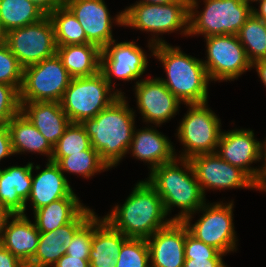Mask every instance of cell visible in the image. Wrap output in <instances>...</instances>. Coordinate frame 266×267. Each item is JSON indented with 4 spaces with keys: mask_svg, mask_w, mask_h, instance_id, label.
<instances>
[{
    "mask_svg": "<svg viewBox=\"0 0 266 267\" xmlns=\"http://www.w3.org/2000/svg\"><path fill=\"white\" fill-rule=\"evenodd\" d=\"M184 267H227L223 257H185Z\"/></svg>",
    "mask_w": 266,
    "mask_h": 267,
    "instance_id": "cell-39",
    "label": "cell"
},
{
    "mask_svg": "<svg viewBox=\"0 0 266 267\" xmlns=\"http://www.w3.org/2000/svg\"><path fill=\"white\" fill-rule=\"evenodd\" d=\"M67 196L77 195L57 163L47 161L45 169L35 177L32 175L31 192L27 201H31L33 211Z\"/></svg>",
    "mask_w": 266,
    "mask_h": 267,
    "instance_id": "cell-24",
    "label": "cell"
},
{
    "mask_svg": "<svg viewBox=\"0 0 266 267\" xmlns=\"http://www.w3.org/2000/svg\"><path fill=\"white\" fill-rule=\"evenodd\" d=\"M82 25L87 40L103 49L115 40L112 24L123 26V11L111 17L104 0H64L63 3ZM115 21V22H113Z\"/></svg>",
    "mask_w": 266,
    "mask_h": 267,
    "instance_id": "cell-15",
    "label": "cell"
},
{
    "mask_svg": "<svg viewBox=\"0 0 266 267\" xmlns=\"http://www.w3.org/2000/svg\"><path fill=\"white\" fill-rule=\"evenodd\" d=\"M23 82V68L6 43L0 45V83L15 87L19 92Z\"/></svg>",
    "mask_w": 266,
    "mask_h": 267,
    "instance_id": "cell-35",
    "label": "cell"
},
{
    "mask_svg": "<svg viewBox=\"0 0 266 267\" xmlns=\"http://www.w3.org/2000/svg\"><path fill=\"white\" fill-rule=\"evenodd\" d=\"M39 237L35 223L26 214H14L3 228L0 244L27 265L36 252Z\"/></svg>",
    "mask_w": 266,
    "mask_h": 267,
    "instance_id": "cell-23",
    "label": "cell"
},
{
    "mask_svg": "<svg viewBox=\"0 0 266 267\" xmlns=\"http://www.w3.org/2000/svg\"><path fill=\"white\" fill-rule=\"evenodd\" d=\"M49 17L54 25L57 46L90 43L82 25L64 4L54 10Z\"/></svg>",
    "mask_w": 266,
    "mask_h": 267,
    "instance_id": "cell-30",
    "label": "cell"
},
{
    "mask_svg": "<svg viewBox=\"0 0 266 267\" xmlns=\"http://www.w3.org/2000/svg\"><path fill=\"white\" fill-rule=\"evenodd\" d=\"M112 88L104 74L72 78L60 101L61 107L71 123H82L85 119L94 118L108 107L124 92Z\"/></svg>",
    "mask_w": 266,
    "mask_h": 267,
    "instance_id": "cell-7",
    "label": "cell"
},
{
    "mask_svg": "<svg viewBox=\"0 0 266 267\" xmlns=\"http://www.w3.org/2000/svg\"><path fill=\"white\" fill-rule=\"evenodd\" d=\"M56 54L72 78L88 77L100 71L101 49L95 44L57 46Z\"/></svg>",
    "mask_w": 266,
    "mask_h": 267,
    "instance_id": "cell-26",
    "label": "cell"
},
{
    "mask_svg": "<svg viewBox=\"0 0 266 267\" xmlns=\"http://www.w3.org/2000/svg\"><path fill=\"white\" fill-rule=\"evenodd\" d=\"M150 267H184L185 224L172 221L146 239Z\"/></svg>",
    "mask_w": 266,
    "mask_h": 267,
    "instance_id": "cell-19",
    "label": "cell"
},
{
    "mask_svg": "<svg viewBox=\"0 0 266 267\" xmlns=\"http://www.w3.org/2000/svg\"><path fill=\"white\" fill-rule=\"evenodd\" d=\"M188 106L177 129V137L183 152L177 158L190 159L199 154L216 153L221 135V120L205 103L185 104Z\"/></svg>",
    "mask_w": 266,
    "mask_h": 267,
    "instance_id": "cell-8",
    "label": "cell"
},
{
    "mask_svg": "<svg viewBox=\"0 0 266 267\" xmlns=\"http://www.w3.org/2000/svg\"><path fill=\"white\" fill-rule=\"evenodd\" d=\"M41 9L47 16H49L54 10L62 6L64 0H28Z\"/></svg>",
    "mask_w": 266,
    "mask_h": 267,
    "instance_id": "cell-43",
    "label": "cell"
},
{
    "mask_svg": "<svg viewBox=\"0 0 266 267\" xmlns=\"http://www.w3.org/2000/svg\"><path fill=\"white\" fill-rule=\"evenodd\" d=\"M128 238L115 230L104 217L93 214V239L89 253L90 267H116V259Z\"/></svg>",
    "mask_w": 266,
    "mask_h": 267,
    "instance_id": "cell-25",
    "label": "cell"
},
{
    "mask_svg": "<svg viewBox=\"0 0 266 267\" xmlns=\"http://www.w3.org/2000/svg\"><path fill=\"white\" fill-rule=\"evenodd\" d=\"M46 14L28 0H0V25L9 30L24 27L42 20Z\"/></svg>",
    "mask_w": 266,
    "mask_h": 267,
    "instance_id": "cell-29",
    "label": "cell"
},
{
    "mask_svg": "<svg viewBox=\"0 0 266 267\" xmlns=\"http://www.w3.org/2000/svg\"><path fill=\"white\" fill-rule=\"evenodd\" d=\"M237 36L251 63L266 59V22L252 13Z\"/></svg>",
    "mask_w": 266,
    "mask_h": 267,
    "instance_id": "cell-31",
    "label": "cell"
},
{
    "mask_svg": "<svg viewBox=\"0 0 266 267\" xmlns=\"http://www.w3.org/2000/svg\"><path fill=\"white\" fill-rule=\"evenodd\" d=\"M5 43L24 69L56 55L54 25L49 16L24 27L9 30Z\"/></svg>",
    "mask_w": 266,
    "mask_h": 267,
    "instance_id": "cell-11",
    "label": "cell"
},
{
    "mask_svg": "<svg viewBox=\"0 0 266 267\" xmlns=\"http://www.w3.org/2000/svg\"><path fill=\"white\" fill-rule=\"evenodd\" d=\"M185 257H223L225 254L220 253L214 247L205 244L203 241L197 240L192 236L185 225Z\"/></svg>",
    "mask_w": 266,
    "mask_h": 267,
    "instance_id": "cell-38",
    "label": "cell"
},
{
    "mask_svg": "<svg viewBox=\"0 0 266 267\" xmlns=\"http://www.w3.org/2000/svg\"><path fill=\"white\" fill-rule=\"evenodd\" d=\"M72 77L58 55L23 69L20 102H60Z\"/></svg>",
    "mask_w": 266,
    "mask_h": 267,
    "instance_id": "cell-10",
    "label": "cell"
},
{
    "mask_svg": "<svg viewBox=\"0 0 266 267\" xmlns=\"http://www.w3.org/2000/svg\"><path fill=\"white\" fill-rule=\"evenodd\" d=\"M257 2L260 3V6L258 9L253 7L252 12L257 18L266 22V0H258Z\"/></svg>",
    "mask_w": 266,
    "mask_h": 267,
    "instance_id": "cell-47",
    "label": "cell"
},
{
    "mask_svg": "<svg viewBox=\"0 0 266 267\" xmlns=\"http://www.w3.org/2000/svg\"><path fill=\"white\" fill-rule=\"evenodd\" d=\"M13 214L4 206V204L0 201V236L2 234L3 228L6 225L7 220Z\"/></svg>",
    "mask_w": 266,
    "mask_h": 267,
    "instance_id": "cell-46",
    "label": "cell"
},
{
    "mask_svg": "<svg viewBox=\"0 0 266 267\" xmlns=\"http://www.w3.org/2000/svg\"><path fill=\"white\" fill-rule=\"evenodd\" d=\"M177 0H139L135 3H148V4H154V5H162V4H168L176 2Z\"/></svg>",
    "mask_w": 266,
    "mask_h": 267,
    "instance_id": "cell-48",
    "label": "cell"
},
{
    "mask_svg": "<svg viewBox=\"0 0 266 267\" xmlns=\"http://www.w3.org/2000/svg\"><path fill=\"white\" fill-rule=\"evenodd\" d=\"M20 112V92L11 85L0 83V124H7Z\"/></svg>",
    "mask_w": 266,
    "mask_h": 267,
    "instance_id": "cell-37",
    "label": "cell"
},
{
    "mask_svg": "<svg viewBox=\"0 0 266 267\" xmlns=\"http://www.w3.org/2000/svg\"><path fill=\"white\" fill-rule=\"evenodd\" d=\"M251 68L256 69L261 82L266 87V59L254 61Z\"/></svg>",
    "mask_w": 266,
    "mask_h": 267,
    "instance_id": "cell-45",
    "label": "cell"
},
{
    "mask_svg": "<svg viewBox=\"0 0 266 267\" xmlns=\"http://www.w3.org/2000/svg\"><path fill=\"white\" fill-rule=\"evenodd\" d=\"M188 18L189 0H177L162 5L135 3L124 9L123 26L152 32L154 35L149 39L148 47L153 53L155 45L167 43L159 34L181 30L180 34L189 36Z\"/></svg>",
    "mask_w": 266,
    "mask_h": 267,
    "instance_id": "cell-5",
    "label": "cell"
},
{
    "mask_svg": "<svg viewBox=\"0 0 266 267\" xmlns=\"http://www.w3.org/2000/svg\"><path fill=\"white\" fill-rule=\"evenodd\" d=\"M91 147L90 138L81 123H70L53 146L51 161L57 163L62 157L81 153Z\"/></svg>",
    "mask_w": 266,
    "mask_h": 267,
    "instance_id": "cell-33",
    "label": "cell"
},
{
    "mask_svg": "<svg viewBox=\"0 0 266 267\" xmlns=\"http://www.w3.org/2000/svg\"><path fill=\"white\" fill-rule=\"evenodd\" d=\"M155 56L164 67L167 78L158 77L184 104L208 102L210 78L202 59L183 53L179 46L168 43L155 45Z\"/></svg>",
    "mask_w": 266,
    "mask_h": 267,
    "instance_id": "cell-4",
    "label": "cell"
},
{
    "mask_svg": "<svg viewBox=\"0 0 266 267\" xmlns=\"http://www.w3.org/2000/svg\"><path fill=\"white\" fill-rule=\"evenodd\" d=\"M144 52L134 41L117 43L113 40L101 49L100 71L112 88L116 86L114 82L112 84L113 76L129 82L145 73L149 64Z\"/></svg>",
    "mask_w": 266,
    "mask_h": 267,
    "instance_id": "cell-14",
    "label": "cell"
},
{
    "mask_svg": "<svg viewBox=\"0 0 266 267\" xmlns=\"http://www.w3.org/2000/svg\"><path fill=\"white\" fill-rule=\"evenodd\" d=\"M104 219L127 238L148 239L173 220L167 218L162 198L147 180L136 183L124 204L115 205Z\"/></svg>",
    "mask_w": 266,
    "mask_h": 267,
    "instance_id": "cell-2",
    "label": "cell"
},
{
    "mask_svg": "<svg viewBox=\"0 0 266 267\" xmlns=\"http://www.w3.org/2000/svg\"><path fill=\"white\" fill-rule=\"evenodd\" d=\"M57 164L61 172L81 175L83 178H90L96 173L109 170L108 165L100 158L99 153L90 147L81 153L62 157Z\"/></svg>",
    "mask_w": 266,
    "mask_h": 267,
    "instance_id": "cell-32",
    "label": "cell"
},
{
    "mask_svg": "<svg viewBox=\"0 0 266 267\" xmlns=\"http://www.w3.org/2000/svg\"><path fill=\"white\" fill-rule=\"evenodd\" d=\"M264 160V165L259 167L258 188L266 192V139L261 143V161Z\"/></svg>",
    "mask_w": 266,
    "mask_h": 267,
    "instance_id": "cell-44",
    "label": "cell"
},
{
    "mask_svg": "<svg viewBox=\"0 0 266 267\" xmlns=\"http://www.w3.org/2000/svg\"><path fill=\"white\" fill-rule=\"evenodd\" d=\"M21 112L54 146L71 123L56 101L20 102Z\"/></svg>",
    "mask_w": 266,
    "mask_h": 267,
    "instance_id": "cell-22",
    "label": "cell"
},
{
    "mask_svg": "<svg viewBox=\"0 0 266 267\" xmlns=\"http://www.w3.org/2000/svg\"><path fill=\"white\" fill-rule=\"evenodd\" d=\"M14 155L7 124H0V161Z\"/></svg>",
    "mask_w": 266,
    "mask_h": 267,
    "instance_id": "cell-40",
    "label": "cell"
},
{
    "mask_svg": "<svg viewBox=\"0 0 266 267\" xmlns=\"http://www.w3.org/2000/svg\"><path fill=\"white\" fill-rule=\"evenodd\" d=\"M52 267H90L89 259L71 257L68 254L61 256Z\"/></svg>",
    "mask_w": 266,
    "mask_h": 267,
    "instance_id": "cell-41",
    "label": "cell"
},
{
    "mask_svg": "<svg viewBox=\"0 0 266 267\" xmlns=\"http://www.w3.org/2000/svg\"><path fill=\"white\" fill-rule=\"evenodd\" d=\"M0 267H26V265L0 244Z\"/></svg>",
    "mask_w": 266,
    "mask_h": 267,
    "instance_id": "cell-42",
    "label": "cell"
},
{
    "mask_svg": "<svg viewBox=\"0 0 266 267\" xmlns=\"http://www.w3.org/2000/svg\"><path fill=\"white\" fill-rule=\"evenodd\" d=\"M152 127L137 129L133 132L128 153L136 159L147 162L150 171L159 165L173 161L177 154L168 137ZM130 151V152H129Z\"/></svg>",
    "mask_w": 266,
    "mask_h": 267,
    "instance_id": "cell-21",
    "label": "cell"
},
{
    "mask_svg": "<svg viewBox=\"0 0 266 267\" xmlns=\"http://www.w3.org/2000/svg\"><path fill=\"white\" fill-rule=\"evenodd\" d=\"M146 180L162 198L168 216L172 207L181 209L180 213L172 218L173 221L194 218V213H198L206 203V195L196 179L189 159L176 157L171 162L159 165L150 171Z\"/></svg>",
    "mask_w": 266,
    "mask_h": 267,
    "instance_id": "cell-3",
    "label": "cell"
},
{
    "mask_svg": "<svg viewBox=\"0 0 266 267\" xmlns=\"http://www.w3.org/2000/svg\"><path fill=\"white\" fill-rule=\"evenodd\" d=\"M134 87L137 108L144 122L160 127L177 115L182 102L158 77L141 78Z\"/></svg>",
    "mask_w": 266,
    "mask_h": 267,
    "instance_id": "cell-16",
    "label": "cell"
},
{
    "mask_svg": "<svg viewBox=\"0 0 266 267\" xmlns=\"http://www.w3.org/2000/svg\"><path fill=\"white\" fill-rule=\"evenodd\" d=\"M233 205V200L229 203L216 202L210 205L205 203L198 210L203 214L197 222L192 224V218H185L183 222L189 233L197 240L203 241L226 255L237 250L236 241L238 240L232 217Z\"/></svg>",
    "mask_w": 266,
    "mask_h": 267,
    "instance_id": "cell-9",
    "label": "cell"
},
{
    "mask_svg": "<svg viewBox=\"0 0 266 267\" xmlns=\"http://www.w3.org/2000/svg\"><path fill=\"white\" fill-rule=\"evenodd\" d=\"M93 239V215L76 231L73 236L66 254L71 257H81L89 259Z\"/></svg>",
    "mask_w": 266,
    "mask_h": 267,
    "instance_id": "cell-36",
    "label": "cell"
},
{
    "mask_svg": "<svg viewBox=\"0 0 266 267\" xmlns=\"http://www.w3.org/2000/svg\"><path fill=\"white\" fill-rule=\"evenodd\" d=\"M197 1L189 0V36L237 35L253 13L245 0H204L201 12Z\"/></svg>",
    "mask_w": 266,
    "mask_h": 267,
    "instance_id": "cell-6",
    "label": "cell"
},
{
    "mask_svg": "<svg viewBox=\"0 0 266 267\" xmlns=\"http://www.w3.org/2000/svg\"><path fill=\"white\" fill-rule=\"evenodd\" d=\"M11 136L13 153L23 154L34 152L52 158L53 146L39 132V130L24 116L22 112L14 116L7 123Z\"/></svg>",
    "mask_w": 266,
    "mask_h": 267,
    "instance_id": "cell-27",
    "label": "cell"
},
{
    "mask_svg": "<svg viewBox=\"0 0 266 267\" xmlns=\"http://www.w3.org/2000/svg\"><path fill=\"white\" fill-rule=\"evenodd\" d=\"M124 95H120L94 118L85 119L84 126L91 147L109 168L116 167L131 145L135 129V111L129 108Z\"/></svg>",
    "mask_w": 266,
    "mask_h": 267,
    "instance_id": "cell-1",
    "label": "cell"
},
{
    "mask_svg": "<svg viewBox=\"0 0 266 267\" xmlns=\"http://www.w3.org/2000/svg\"><path fill=\"white\" fill-rule=\"evenodd\" d=\"M85 207L77 196H67L33 211L34 223L40 233L53 231L71 222Z\"/></svg>",
    "mask_w": 266,
    "mask_h": 267,
    "instance_id": "cell-28",
    "label": "cell"
},
{
    "mask_svg": "<svg viewBox=\"0 0 266 267\" xmlns=\"http://www.w3.org/2000/svg\"><path fill=\"white\" fill-rule=\"evenodd\" d=\"M5 36H6V33L2 30L1 25H0V45L5 43Z\"/></svg>",
    "mask_w": 266,
    "mask_h": 267,
    "instance_id": "cell-49",
    "label": "cell"
},
{
    "mask_svg": "<svg viewBox=\"0 0 266 267\" xmlns=\"http://www.w3.org/2000/svg\"><path fill=\"white\" fill-rule=\"evenodd\" d=\"M196 179L205 195V190H227L236 188L257 189L255 181L241 168L231 165L216 153L191 157Z\"/></svg>",
    "mask_w": 266,
    "mask_h": 267,
    "instance_id": "cell-13",
    "label": "cell"
},
{
    "mask_svg": "<svg viewBox=\"0 0 266 267\" xmlns=\"http://www.w3.org/2000/svg\"><path fill=\"white\" fill-rule=\"evenodd\" d=\"M149 247L146 239L128 238L122 245L116 267H150Z\"/></svg>",
    "mask_w": 266,
    "mask_h": 267,
    "instance_id": "cell-34",
    "label": "cell"
},
{
    "mask_svg": "<svg viewBox=\"0 0 266 267\" xmlns=\"http://www.w3.org/2000/svg\"><path fill=\"white\" fill-rule=\"evenodd\" d=\"M40 170V165L29 162L24 166H10L0 169V201L14 214H24L31 192L33 169Z\"/></svg>",
    "mask_w": 266,
    "mask_h": 267,
    "instance_id": "cell-20",
    "label": "cell"
},
{
    "mask_svg": "<svg viewBox=\"0 0 266 267\" xmlns=\"http://www.w3.org/2000/svg\"><path fill=\"white\" fill-rule=\"evenodd\" d=\"M93 209L85 207L71 222L46 233H40L38 246L32 260L26 267H52L66 254L76 231L94 214Z\"/></svg>",
    "mask_w": 266,
    "mask_h": 267,
    "instance_id": "cell-18",
    "label": "cell"
},
{
    "mask_svg": "<svg viewBox=\"0 0 266 267\" xmlns=\"http://www.w3.org/2000/svg\"><path fill=\"white\" fill-rule=\"evenodd\" d=\"M207 59L202 60L211 81H234L251 69L245 49L237 35L204 37Z\"/></svg>",
    "mask_w": 266,
    "mask_h": 267,
    "instance_id": "cell-12",
    "label": "cell"
},
{
    "mask_svg": "<svg viewBox=\"0 0 266 267\" xmlns=\"http://www.w3.org/2000/svg\"><path fill=\"white\" fill-rule=\"evenodd\" d=\"M261 143L250 129L222 131L216 154L245 171L258 187L259 168H253L251 164L261 160Z\"/></svg>",
    "mask_w": 266,
    "mask_h": 267,
    "instance_id": "cell-17",
    "label": "cell"
},
{
    "mask_svg": "<svg viewBox=\"0 0 266 267\" xmlns=\"http://www.w3.org/2000/svg\"><path fill=\"white\" fill-rule=\"evenodd\" d=\"M247 3L251 4L252 2H257L258 0H245Z\"/></svg>",
    "mask_w": 266,
    "mask_h": 267,
    "instance_id": "cell-50",
    "label": "cell"
}]
</instances>
